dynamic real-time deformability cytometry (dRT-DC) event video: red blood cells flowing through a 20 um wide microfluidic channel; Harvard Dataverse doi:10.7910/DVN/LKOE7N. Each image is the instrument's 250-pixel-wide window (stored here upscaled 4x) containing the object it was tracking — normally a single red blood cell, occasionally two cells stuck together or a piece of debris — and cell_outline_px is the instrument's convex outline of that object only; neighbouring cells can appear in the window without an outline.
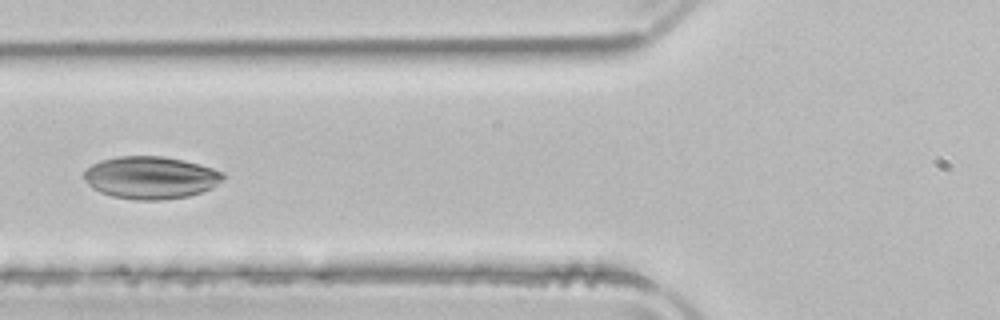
{"species": "common noctule bat (a hibernating species)", "species_latin": "Nyctalus noctula", "temperature_condition": "room temperature", "stored_images_in_passage": 48, "camera_frame_rate_fps": 3000, "um_per_image_px": 0.085, "animal": {"sex": "male", "body_mass_g": 21.5, "forearm_length_mm": 52.0}, "frame": {"image": 1, "passage_image": 17, "time_ms": 5.333, "image_size_px": [1000, 320], "cell_outline_px": [[224, 180], [212, 188], [188, 196], [160, 200], [136, 200], [112, 196], [100, 192], [92, 188], [88, 184], [84, 176], [84, 168], [100, 160], [120, 156], [164, 156], [184, 160], [200, 164], [224, 172]], "centroid_in_image_um": [12.81, 15.09], "position_along_channel_um": 113.0, "area_um2": 34.62}}
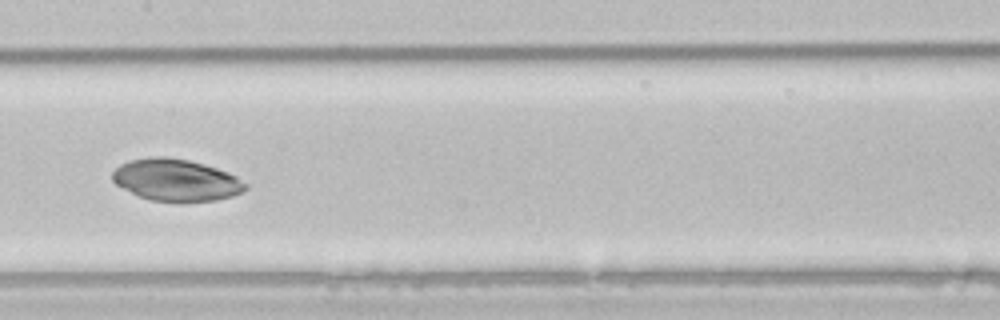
{"frame": {"image": 2, "passage_image": 23, "time_ms": 7.333, "image_size_px": [1000, 320], "cell_outline_px": [[248, 188], [232, 196], [216, 200], [152, 200], [140, 196], [116, 184], [112, 180], [112, 172], [120, 164], [128, 160], [156, 156], [164, 156], [188, 160], [204, 164], [228, 172], [236, 176], [248, 184]], "centroid_in_image_um": [14.97, 15.27], "position_along_channel_um": 192.4, "area_um2": 31.96}}
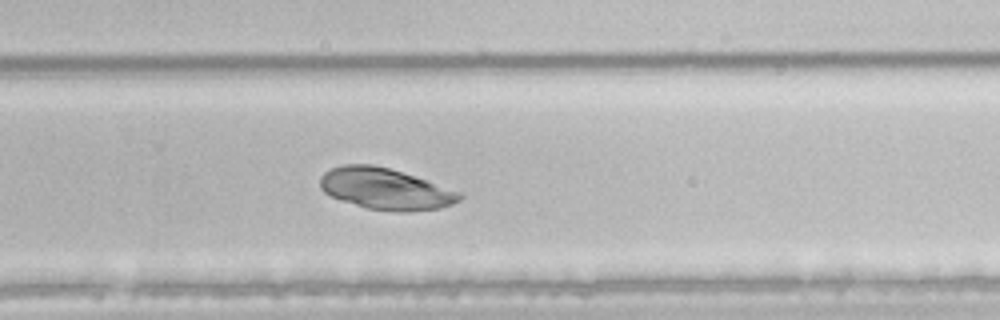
{"frame": {"image": 3, "passage_image": 31, "time_ms": 10.0, "image_size_px": [1000, 320], "cell_outline_px": [[464, 196], [460, 200], [452, 204], [440, 208], [400, 212], [396, 212], [368, 208], [340, 200], [324, 192], [320, 188], [320, 176], [324, 172], [332, 168], [344, 164], [372, 164], [388, 168], [460, 192]], "centroid_in_image_um": [32.72, 16.06], "position_along_channel_um": 297.1, "area_um2": 33.12}}